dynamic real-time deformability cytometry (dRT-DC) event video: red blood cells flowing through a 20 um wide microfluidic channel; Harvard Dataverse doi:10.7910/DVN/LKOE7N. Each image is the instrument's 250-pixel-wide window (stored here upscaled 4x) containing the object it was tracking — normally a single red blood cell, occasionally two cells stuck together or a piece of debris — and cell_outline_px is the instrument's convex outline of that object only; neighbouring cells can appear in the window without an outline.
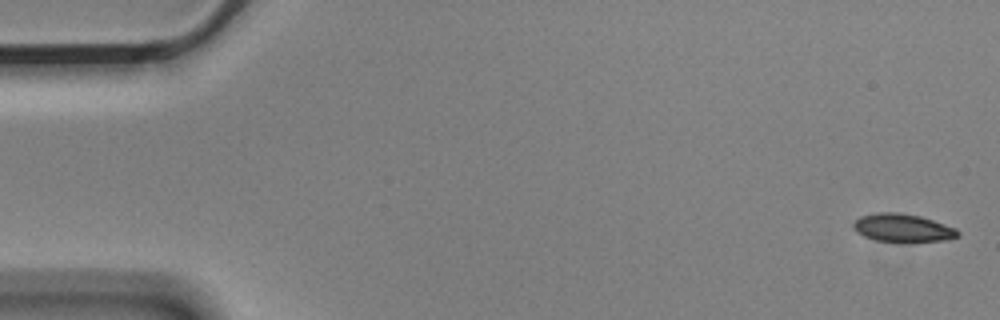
{"species": "Egyptian fruit bat (a non-hibernating species)", "species_latin": "Rousettus aegyptiacus", "temperature_condition": "cold", "stored_images_in_passage": 4, "camera_frame_rate_fps": 3000, "um_per_image_px": 0.085, "animal": {"sex": "male"}, "frame": {"image": 1, "passage_image": 1, "time_ms": 0.0, "image_size_px": [1000, 320], "cell_outline_px": [[960, 236], [944, 240], [876, 240], [864, 236], [856, 232], [852, 224], [860, 216], [876, 212], [900, 212], [920, 216], [956, 228], [960, 232]], "centroid_in_image_um": [76.71, 19.33], "position_along_channel_um": 8.3, "area_um2": 16.65}}